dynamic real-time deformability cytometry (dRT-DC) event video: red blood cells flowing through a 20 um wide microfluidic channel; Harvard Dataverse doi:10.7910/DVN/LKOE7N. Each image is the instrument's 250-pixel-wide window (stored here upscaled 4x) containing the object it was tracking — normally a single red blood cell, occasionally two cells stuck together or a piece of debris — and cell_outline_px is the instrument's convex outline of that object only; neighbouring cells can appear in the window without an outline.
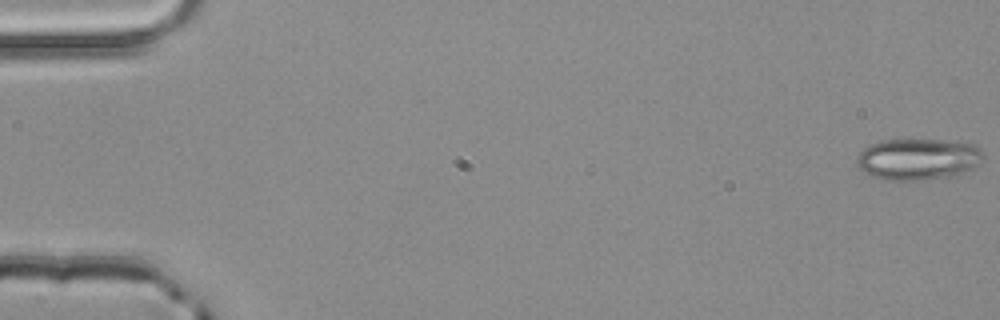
{"species": "common noctule bat (a hibernating species)", "species_latin": "Nyctalus noctula", "temperature_condition": "room temperature", "stored_images_in_passage": 3, "camera_frame_rate_fps": 3000, "um_per_image_px": 0.085, "animal": {"sex": "male", "body_mass_g": 20.4}, "frame": {"image": 1, "passage_image": 1, "time_ms": 0.0, "image_size_px": [1000, 320], "cell_outline_px": [[984, 156], [980, 164], [964, 172], [948, 176], [920, 180], [884, 180], [868, 176], [856, 164], [856, 156], [868, 144], [880, 140], [940, 140], [972, 144], [980, 148]], "centroid_in_image_um": [77.98, 13.53], "position_along_channel_um": 7.0, "area_um2": 30.63}}